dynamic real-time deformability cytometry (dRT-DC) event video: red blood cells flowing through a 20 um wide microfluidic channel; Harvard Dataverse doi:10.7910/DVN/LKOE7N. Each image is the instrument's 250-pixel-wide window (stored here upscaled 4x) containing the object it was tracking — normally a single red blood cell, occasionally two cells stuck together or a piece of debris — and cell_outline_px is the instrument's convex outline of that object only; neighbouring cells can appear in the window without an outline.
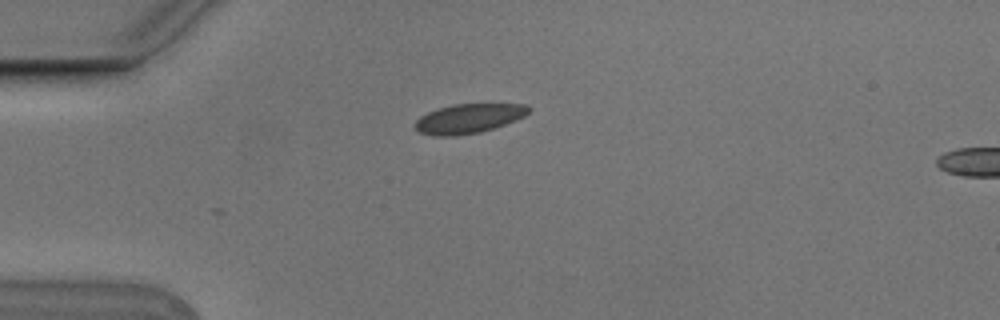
{"species": "Egyptian fruit bat (a non-hibernating species)", "species_latin": "Rousettus aegyptiacus", "temperature_condition": "cold", "stored_images_in_passage": 2, "camera_frame_rate_fps": 3000, "um_per_image_px": 0.085, "animal": {"sex": "male"}, "frame": {"image": 1, "passage_image": 1, "time_ms": 0.0, "image_size_px": [1000, 320], "cell_outline_px": [[532, 108], [524, 116], [516, 120], [480, 132], [452, 136], [436, 136], [420, 132], [412, 124], [420, 116], [436, 108], [452, 104], [524, 104]], "centroid_in_image_um": [39.8, 10.06], "position_along_channel_um": 45.2, "area_um2": 19.42}}